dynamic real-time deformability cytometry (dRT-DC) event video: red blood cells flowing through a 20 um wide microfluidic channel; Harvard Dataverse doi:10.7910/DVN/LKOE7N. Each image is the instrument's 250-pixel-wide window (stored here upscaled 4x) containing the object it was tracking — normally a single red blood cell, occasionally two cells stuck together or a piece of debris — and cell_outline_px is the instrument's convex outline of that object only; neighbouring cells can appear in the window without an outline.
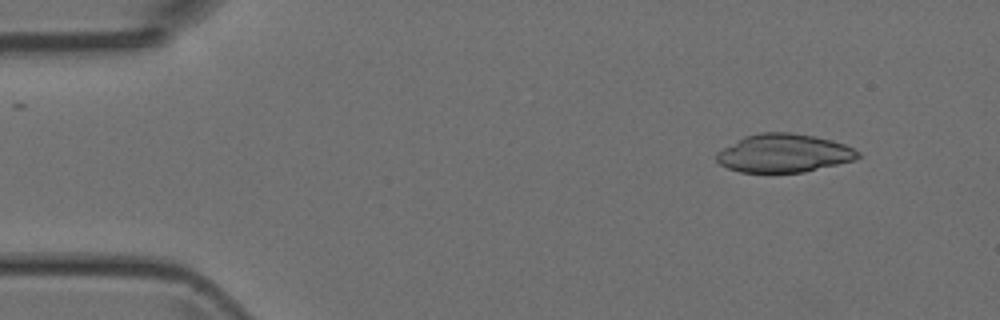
{"species": "Egyptian fruit bat (a non-hibernating species)", "species_latin": "Rousettus aegyptiacus", "temperature_condition": "room temperature", "stored_images_in_passage": 3, "camera_frame_rate_fps": 3000, "um_per_image_px": 0.085, "animal": {"sex": "female"}, "frame": {"image": 1, "passage_image": 1, "time_ms": 0.0, "image_size_px": [1000, 320], "cell_outline_px": [[860, 156], [856, 160], [804, 172], [740, 172], [728, 168], [720, 164], [716, 160], [716, 152], [744, 136], [760, 132], [792, 132], [816, 136], [832, 140], [844, 144], [860, 152]], "centroid_in_image_um": [66.64, 13.01], "position_along_channel_um": 18.4, "area_um2": 31.73}}